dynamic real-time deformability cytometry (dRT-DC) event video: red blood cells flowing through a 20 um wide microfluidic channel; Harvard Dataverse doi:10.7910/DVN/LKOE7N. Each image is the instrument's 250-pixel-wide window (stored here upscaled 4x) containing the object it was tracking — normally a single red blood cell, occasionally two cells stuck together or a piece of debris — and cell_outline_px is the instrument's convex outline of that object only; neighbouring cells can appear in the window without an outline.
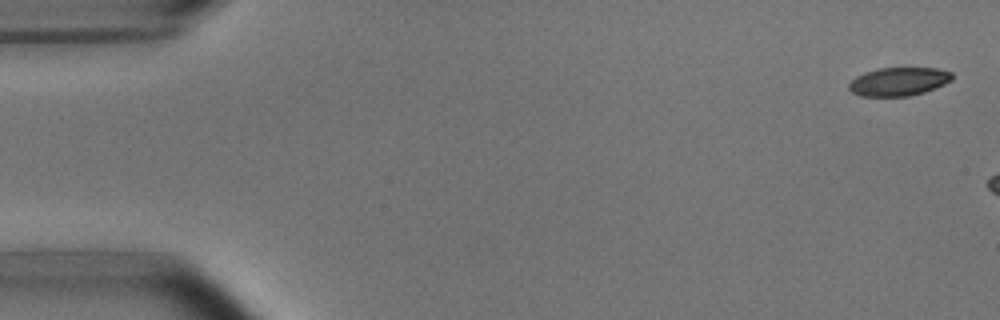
{"species": "common noctule bat (a hibernating species)", "species_latin": "Nyctalus noctula", "temperature_condition": "room temperature", "stored_images_in_passage": 4, "camera_frame_rate_fps": 3000, "um_per_image_px": 0.085, "animal": {"sex": "male", "body_mass_g": 15.6}, "frame": {"image": 1, "passage_image": 1, "time_ms": 0.0, "image_size_px": [1000, 320], "cell_outline_px": [[952, 80], [944, 84], [924, 92], [908, 96], [860, 96], [852, 92], [848, 88], [848, 84], [856, 76], [864, 72], [880, 68], [936, 68], [952, 72]], "centroid_in_image_um": [76.37, 6.93], "position_along_channel_um": 8.6, "area_um2": 17.05}}